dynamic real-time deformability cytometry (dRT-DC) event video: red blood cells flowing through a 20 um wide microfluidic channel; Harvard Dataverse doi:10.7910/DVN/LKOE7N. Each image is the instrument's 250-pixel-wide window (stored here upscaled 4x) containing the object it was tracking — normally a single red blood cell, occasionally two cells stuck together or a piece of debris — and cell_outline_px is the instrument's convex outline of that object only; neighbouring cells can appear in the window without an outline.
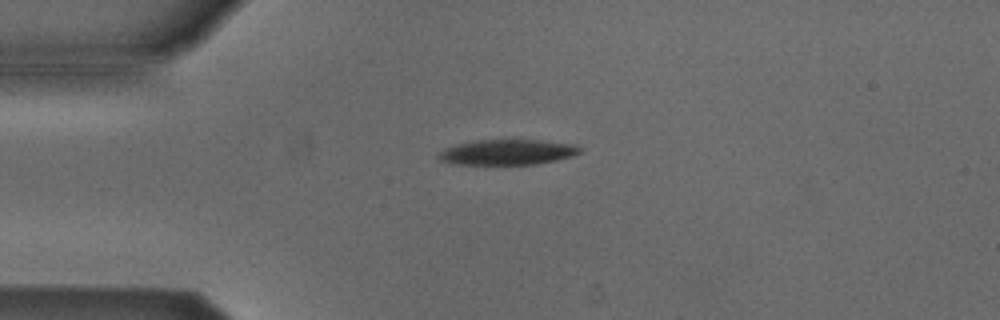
{"species": "Egyptian fruit bat (a non-hibernating species)", "species_latin": "Rousettus aegyptiacus", "temperature_condition": "cold", "stored_images_in_passage": 1, "camera_frame_rate_fps": 3000, "um_per_image_px": 0.085, "animal": {"sex": "male"}, "frame": {"image": 1, "passage_image": 1, "time_ms": 0.0, "image_size_px": [1000, 320], "cell_outline_px": [[580, 152], [572, 156], [556, 160], [536, 164], [460, 164], [444, 160], [440, 156], [440, 152], [444, 148], [460, 144], [480, 140], [540, 140], [576, 144], [580, 148]], "centroid_in_image_um": [43.23, 12.92], "position_along_channel_um": 41.8, "area_um2": 20.35}}